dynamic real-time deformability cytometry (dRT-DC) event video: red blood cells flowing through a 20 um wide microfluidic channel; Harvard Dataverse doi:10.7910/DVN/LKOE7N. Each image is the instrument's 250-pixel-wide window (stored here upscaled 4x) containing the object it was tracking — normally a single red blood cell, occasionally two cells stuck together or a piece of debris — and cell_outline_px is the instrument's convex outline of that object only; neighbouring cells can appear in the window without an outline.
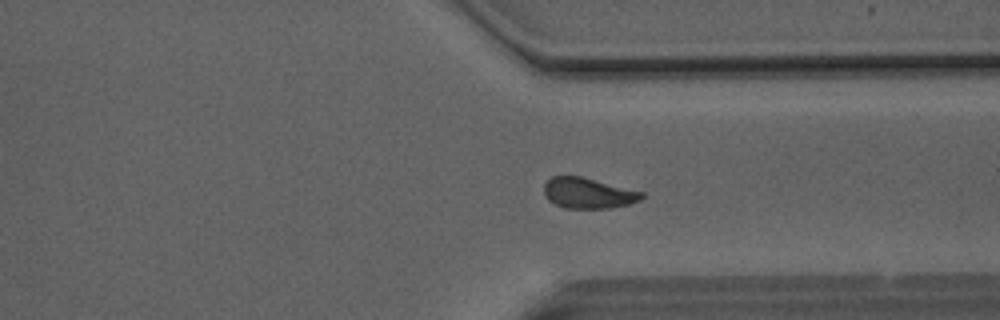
{"species": "Egyptian fruit bat (a non-hibernating species)", "species_latin": "Rousettus aegyptiacus", "temperature_condition": "room temperature", "stored_images_in_passage": 42, "camera_frame_rate_fps": 3000, "um_per_image_px": 0.085, "animal": {"sex": "male"}, "frame": {"image": 1, "passage_image": 30, "time_ms": 9.667, "image_size_px": [1000, 320], "cell_outline_px": [[644, 196], [640, 200], [628, 204], [608, 208], [564, 208], [548, 200], [544, 196], [544, 184], [552, 176], [580, 176], [644, 192]], "centroid_in_image_um": [49.97, 16.41], "position_along_channel_um": 361.4, "area_um2": 17.34}}
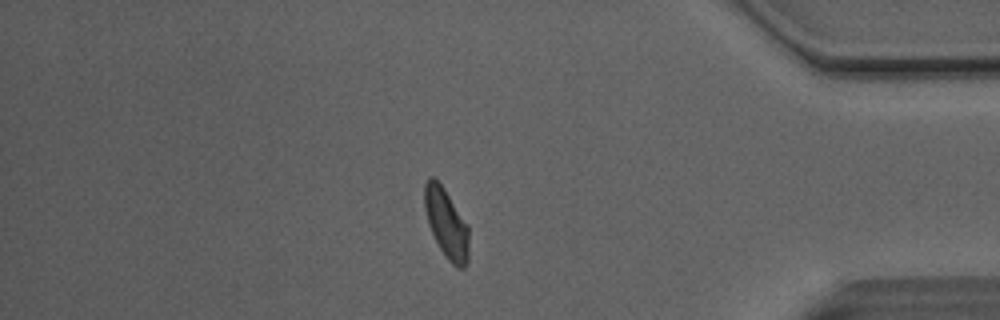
{"frame": {"image": 2, "passage_image": 35, "time_ms": 11.333, "image_size_px": [1000, 320], "cell_outline_px": [[468, 260], [464, 268], [456, 268], [448, 260], [440, 248], [428, 224], [424, 208], [424, 184], [428, 176], [432, 176], [444, 188], [468, 224]], "centroid_in_image_um": [37.93, 18.97], "position_along_channel_um": 397.3, "area_um2": 17.98}}
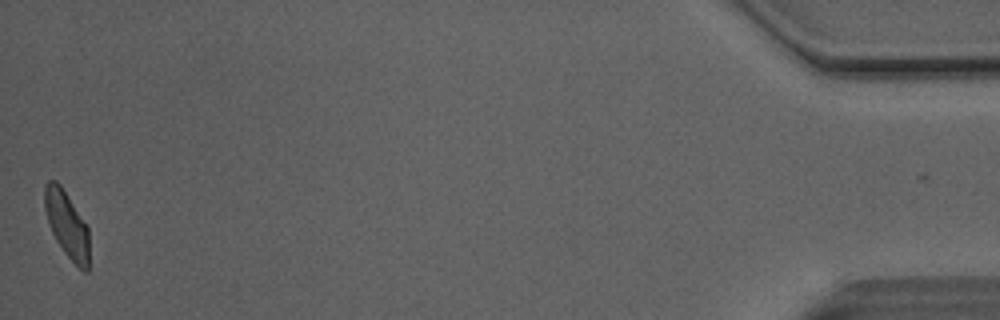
{"frame": {"image": 3, "passage_image": 42, "time_ms": 13.667, "image_size_px": [1000, 320], "cell_outline_px": [[88, 272], [84, 272], [64, 252], [56, 240], [48, 224], [44, 208], [44, 184], [48, 180], [56, 180], [60, 184], [88, 224]], "centroid_in_image_um": [5.67, 19.03], "position_along_channel_um": 429.5, "area_um2": 17.4}, "authors_computed_cell_mechanics": {"area_um2": 18.0047, "velocity_mm_per_s": 4.0923, "shape_relaxation_time_tau1_ms": 3.6695, "shape_relaxation_time_tau2_ms": 1.1507, "deformation_change_tau1": 0.1199, "deformation_change_tau2": 0.0736}}